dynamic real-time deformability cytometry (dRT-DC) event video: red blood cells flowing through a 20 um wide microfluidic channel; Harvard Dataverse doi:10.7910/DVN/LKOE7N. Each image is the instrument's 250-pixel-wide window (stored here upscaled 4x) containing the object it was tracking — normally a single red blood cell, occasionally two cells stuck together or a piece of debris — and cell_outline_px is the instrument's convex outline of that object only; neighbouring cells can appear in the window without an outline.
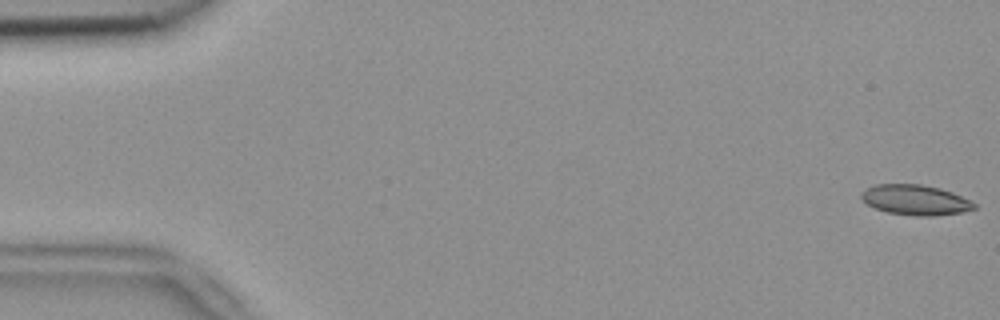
{"species": "common noctule bat (a hibernating species)", "species_latin": "Nyctalus noctula", "temperature_condition": "room temperature", "stored_images_in_passage": 54, "camera_frame_rate_fps": 3000, "um_per_image_px": 0.085, "animal": {"sex": "female", "body_mass_g": 18.4}, "frame": {"image": 1, "passage_image": 1, "time_ms": 0.0, "image_size_px": [1000, 320], "cell_outline_px": [[976, 208], [960, 212], [932, 216], [916, 216], [888, 212], [876, 208], [868, 204], [860, 196], [860, 192], [876, 184], [920, 184], [940, 188], [952, 192], [976, 204]], "centroid_in_image_um": [77.79, 16.99], "position_along_channel_um": 7.2, "area_um2": 19.59}}
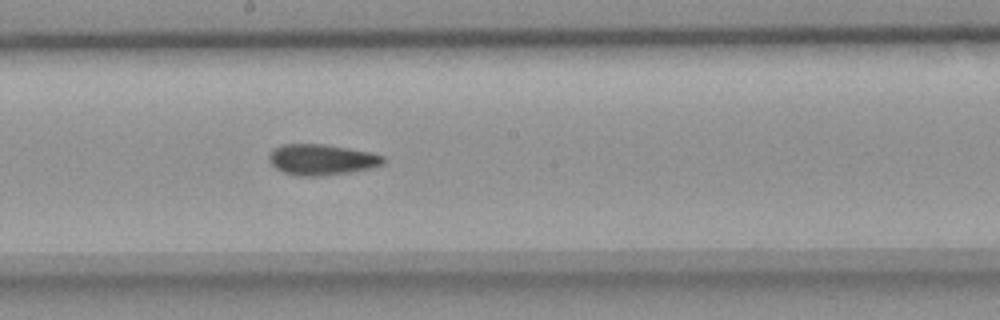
{"frame": {"image": 2, "passage_image": 29, "time_ms": 9.333, "image_size_px": [1000, 320], "cell_outline_px": [[384, 164], [376, 168], [352, 172], [320, 176], [296, 176], [284, 172], [276, 168], [268, 160], [268, 156], [276, 148], [284, 144], [324, 144], [372, 152], [384, 156]], "centroid_in_image_um": [27.4, 13.58], "position_along_channel_um": 220.8, "area_um2": 20.69}}
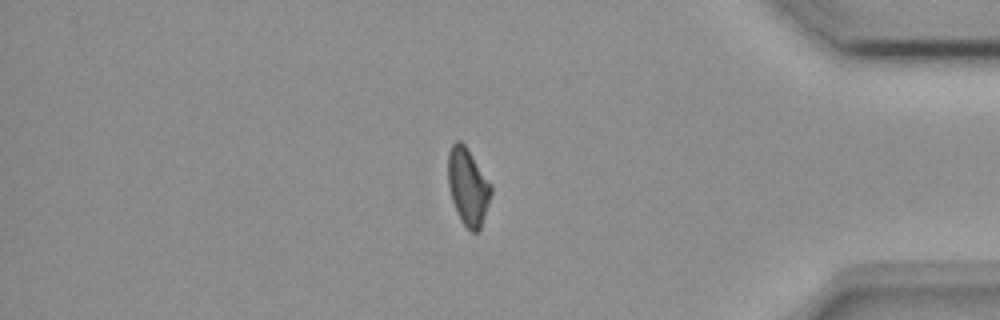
{"frame": {"image": 3, "passage_image": 45, "time_ms": 14.667, "image_size_px": [1000, 320], "cell_outline_px": [[492, 192], [480, 228], [476, 232], [472, 232], [460, 220], [456, 212], [452, 200], [448, 184], [448, 152], [452, 144], [456, 140], [460, 140], [464, 144], [492, 184]], "centroid_in_image_um": [39.77, 15.85], "position_along_channel_um": 395.4, "area_um2": 19.19}, "authors_computed_cell_mechanics": {"area_um2": 20.0855, "velocity_mm_per_s": 3.8311, "shape_relaxation_time_tau1_ms": null, "shape_relaxation_time_tau2_ms": 4.3509, "deformation_change_tau1": null, "deformation_change_tau2": 0.0984}}